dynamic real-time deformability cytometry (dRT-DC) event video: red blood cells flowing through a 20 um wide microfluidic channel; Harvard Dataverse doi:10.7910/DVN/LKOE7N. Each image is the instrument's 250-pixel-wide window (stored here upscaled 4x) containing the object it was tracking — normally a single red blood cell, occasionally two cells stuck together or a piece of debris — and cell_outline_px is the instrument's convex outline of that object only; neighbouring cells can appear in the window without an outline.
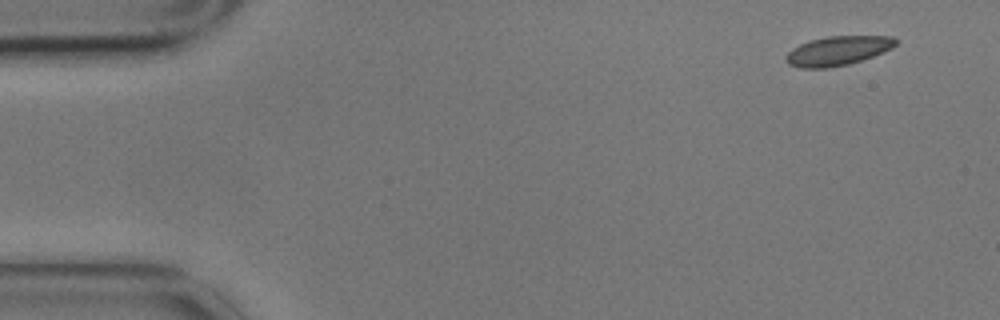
{"species": "common noctule bat (a hibernating species)", "species_latin": "Nyctalus noctula", "temperature_condition": "cold", "stored_images_in_passage": 9, "camera_frame_rate_fps": 3000, "um_per_image_px": 0.085, "animal": {"sex": "male", "body_mass_g": 17.9}, "frame": {"image": 1, "passage_image": 1, "time_ms": 0.0, "image_size_px": [1000, 320], "cell_outline_px": [[900, 40], [892, 48], [884, 52], [848, 64], [828, 68], [800, 68], [788, 64], [784, 60], [784, 56], [792, 48], [800, 44], [812, 40], [828, 36], [892, 36]], "centroid_in_image_um": [71.2, 4.31], "position_along_channel_um": 13.8, "area_um2": 18.79}}
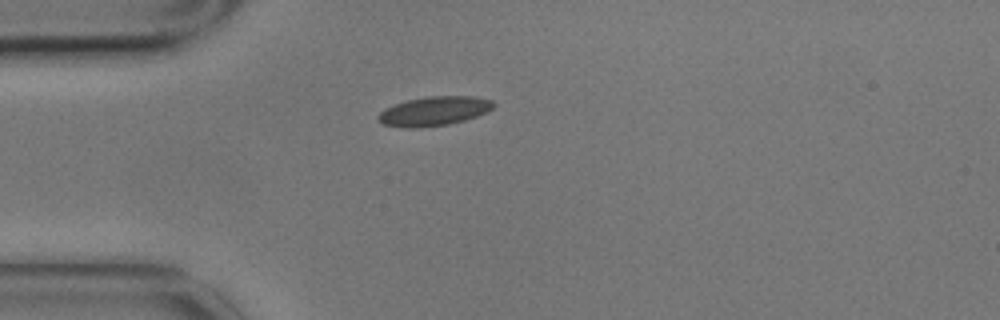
{"frame": {"image": 2, "passage_image": 4, "time_ms": 1.0, "image_size_px": [1000, 320], "cell_outline_px": [[496, 104], [488, 112], [464, 120], [448, 124], [412, 128], [408, 128], [384, 124], [376, 120], [376, 116], [384, 108], [408, 100], [428, 96], [476, 96], [492, 100]], "centroid_in_image_um": [36.9, 9.43], "position_along_channel_um": 48.1, "area_um2": 19.59}}